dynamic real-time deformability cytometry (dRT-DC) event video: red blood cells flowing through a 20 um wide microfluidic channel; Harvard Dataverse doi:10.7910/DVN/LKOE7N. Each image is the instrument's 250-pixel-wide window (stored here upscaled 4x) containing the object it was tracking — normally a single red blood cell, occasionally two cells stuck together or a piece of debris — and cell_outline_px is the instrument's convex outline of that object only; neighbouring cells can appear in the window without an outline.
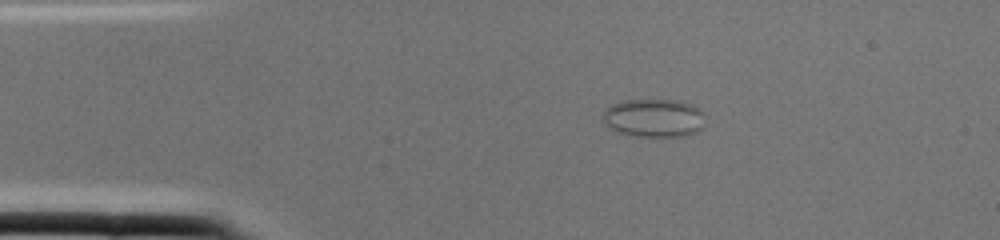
{"species": "common noctule bat (a hibernating species)", "species_latin": "Nyctalus noctula", "temperature_condition": "cold", "stored_images_in_passage": 1, "camera_frame_rate_fps": 3000, "um_per_image_px": 0.085, "animal": {"sex": "female", "body_mass_g": 22.0, "forearm_length_mm": 56.7}, "frame": {"image": 1, "passage_image": 1, "time_ms": 0.0, "image_size_px": [1000, 240], "cell_outline_px": [[704, 128], [688, 136], [636, 136], [616, 132], [604, 124], [604, 112], [612, 104], [624, 100], [680, 100], [692, 104], [700, 108]], "centroid_in_image_um": [55.6, 10.03], "position_along_channel_um": 29.4, "area_um2": 22.89}}